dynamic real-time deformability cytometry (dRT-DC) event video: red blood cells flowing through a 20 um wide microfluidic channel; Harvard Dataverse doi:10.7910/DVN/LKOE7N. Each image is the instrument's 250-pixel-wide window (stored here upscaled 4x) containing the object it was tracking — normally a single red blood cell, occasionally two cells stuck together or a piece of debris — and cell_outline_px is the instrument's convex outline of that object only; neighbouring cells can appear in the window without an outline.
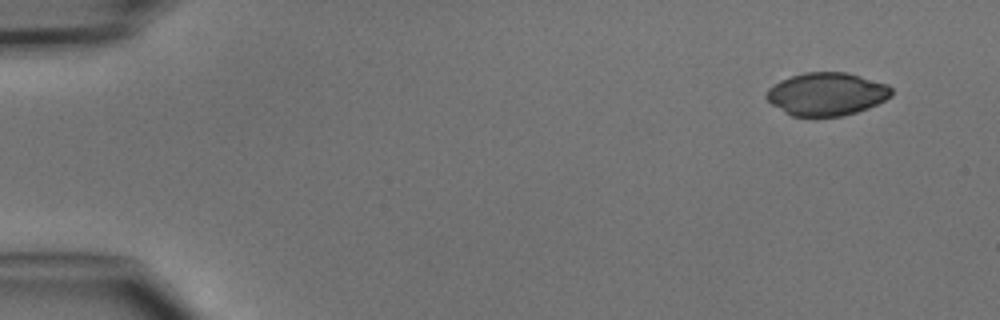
{"species": "common noctule bat (a hibernating species)", "species_latin": "Nyctalus noctula", "temperature_condition": "cold", "stored_images_in_passage": 45, "camera_frame_rate_fps": 3000, "um_per_image_px": 0.085, "animal": {"sex": "male", "body_mass_g": 15.6}, "frame": {"image": 1, "passage_image": 1, "time_ms": 0.0, "image_size_px": [1000, 320], "cell_outline_px": [[892, 96], [868, 108], [856, 112], [840, 116], [792, 116], [784, 112], [772, 104], [764, 96], [768, 88], [780, 80], [804, 72], [844, 72], [888, 84], [892, 88]], "centroid_in_image_um": [70.25, 7.99], "position_along_channel_um": 14.8, "area_um2": 31.15}}
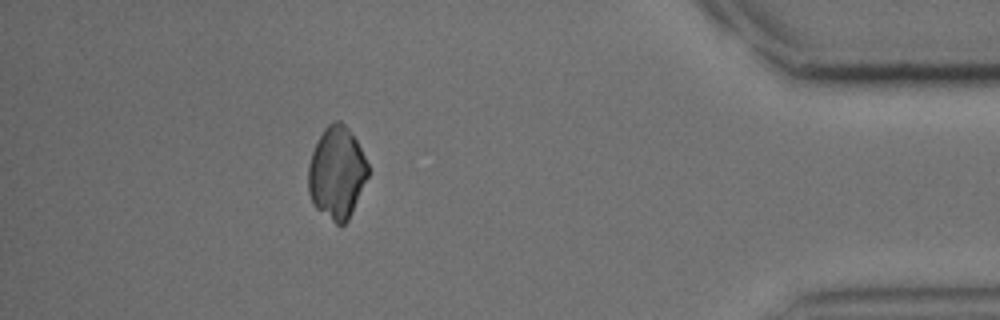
{"frame": {"image": 2, "passage_image": 40, "time_ms": 13.0, "image_size_px": [1000, 320], "cell_outline_px": [[368, 176], [352, 212], [348, 220], [344, 224], [336, 224], [316, 208], [312, 204], [308, 192], [308, 164], [312, 152], [324, 128], [328, 124], [336, 120], [340, 120], [348, 128], [356, 140], [368, 164]], "centroid_in_image_um": [28.61, 14.69], "position_along_channel_um": 406.6, "area_um2": 31.96}}